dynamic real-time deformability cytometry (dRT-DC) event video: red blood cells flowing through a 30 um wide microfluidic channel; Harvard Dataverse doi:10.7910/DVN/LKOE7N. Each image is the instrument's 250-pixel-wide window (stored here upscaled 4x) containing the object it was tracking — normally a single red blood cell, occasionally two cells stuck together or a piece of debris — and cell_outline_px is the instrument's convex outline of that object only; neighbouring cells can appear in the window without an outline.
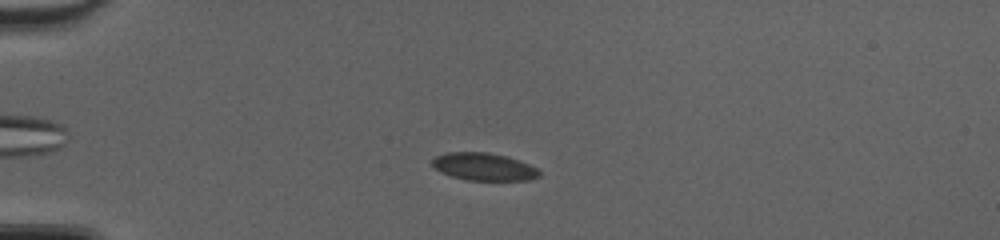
{"species": "common noctule bat (a hibernating species)", "species_latin": "Nyctalus noctula", "temperature_condition": "cold", "stored_images_in_passage": 53, "camera_frame_rate_fps": 3000, "um_per_image_px": 0.085, "animal": {"sex": "female", "body_mass_g": 20.0, "forearm_length_mm": 54.0}, "frame": {"image": 1, "passage_image": 15, "time_ms": 4.667, "image_size_px": [1000, 240], "cell_outline_px": [[540, 176], [528, 180], [468, 180], [452, 176], [440, 172], [432, 164], [432, 160], [436, 156], [448, 152], [488, 152], [508, 156], [528, 164], [536, 168], [540, 172]], "centroid_in_image_um": [41.13, 14.16], "position_along_channel_um": 43.9, "area_um2": 17.11}}
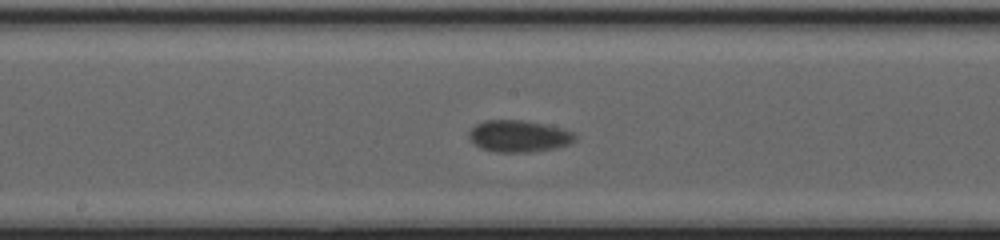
{"frame": {"image": 2, "passage_image": 30, "time_ms": 9.667, "image_size_px": [1000, 240], "cell_outline_px": [[576, 140], [568, 144], [556, 148], [532, 152], [496, 152], [480, 148], [468, 136], [468, 132], [476, 124], [484, 120], [524, 120], [564, 128], [576, 132]], "centroid_in_image_um": [44.14, 11.57], "position_along_channel_um": 204.1, "area_um2": 19.83}}
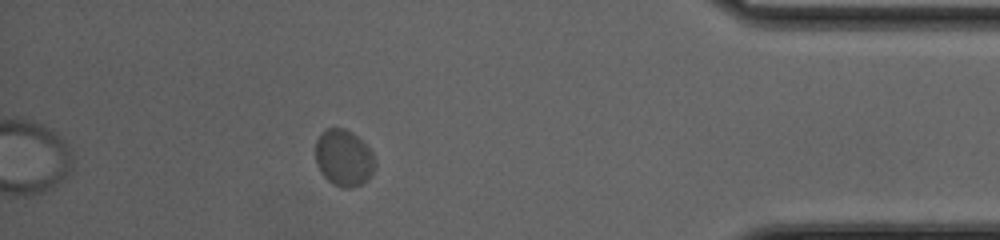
{"frame": {"image": 3, "passage_image": 48, "time_ms": 15.667, "image_size_px": [1000, 240], "cell_outline_px": [[376, 168], [372, 176], [368, 180], [352, 188], [340, 188], [332, 184], [320, 172], [316, 164], [316, 140], [320, 132], [324, 128], [344, 128], [352, 132], [372, 152], [376, 164]], "centroid_in_image_um": [29.22, 13.44], "position_along_channel_um": 406.0, "area_um2": 19.94}, "authors_computed_cell_mechanics": {"area_um2": 18.8428, "velocity_mm_per_s": 3.9877, "shape_relaxation_time_tau1_ms": 5.2535, "shape_relaxation_time_tau2_ms": null, "deformation_change_tau1": 0.0892, "deformation_change_tau2": null}}